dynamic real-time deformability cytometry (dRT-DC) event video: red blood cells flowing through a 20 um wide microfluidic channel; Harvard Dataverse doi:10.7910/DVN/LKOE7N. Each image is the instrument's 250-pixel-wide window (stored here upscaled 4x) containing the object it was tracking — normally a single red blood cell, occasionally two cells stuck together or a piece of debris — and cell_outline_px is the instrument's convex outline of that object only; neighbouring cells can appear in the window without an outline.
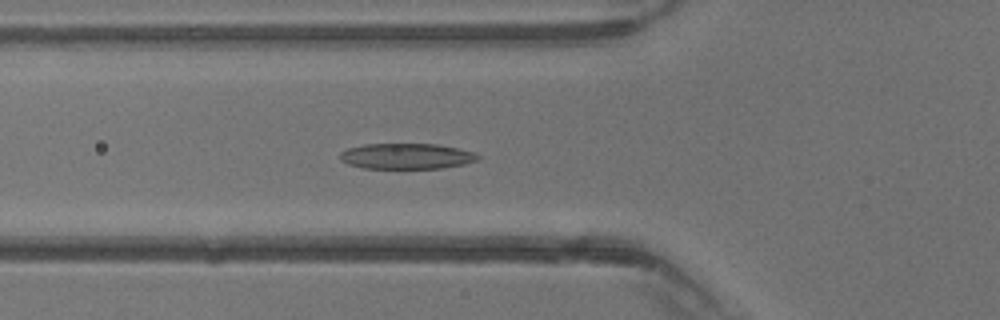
{"species": "common noctule bat (a hibernating species)", "species_latin": "Nyctalus noctula", "temperature_condition": "warm", "stored_images_in_passage": 32, "camera_frame_rate_fps": 3000, "um_per_image_px": 0.085, "animal": {"sex": "male", "body_mass_g": 13.3}, "frame": {"image": 1, "passage_image": 9, "time_ms": 2.667, "image_size_px": [1000, 320], "cell_outline_px": [[480, 156], [476, 160], [464, 164], [444, 168], [364, 168], [348, 164], [340, 160], [340, 152], [348, 148], [364, 144], [436, 144], [476, 152]], "centroid_in_image_um": [34.55, 13.27], "position_along_channel_um": 91.3, "area_um2": 20.58}}
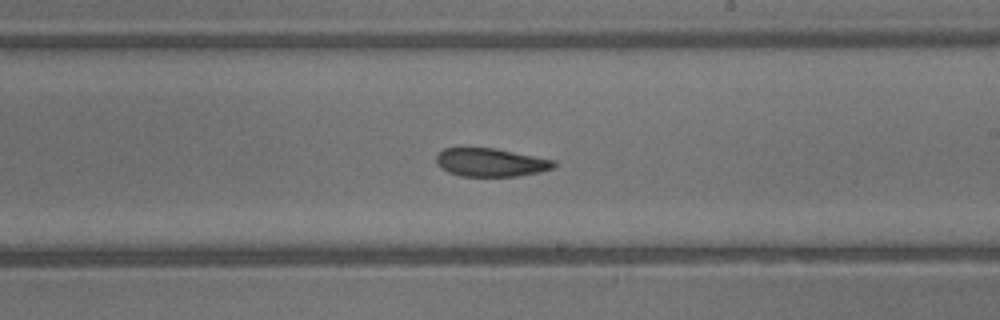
{"frame": {"image": 2, "passage_image": 18, "time_ms": 5.667, "image_size_px": [1000, 320], "cell_outline_px": [[556, 164], [552, 168], [540, 172], [516, 176], [460, 176], [448, 172], [440, 168], [436, 164], [436, 152], [444, 148], [496, 148], [556, 160]], "centroid_in_image_um": [41.68, 13.8], "position_along_channel_um": 247.3, "area_um2": 19.59}}
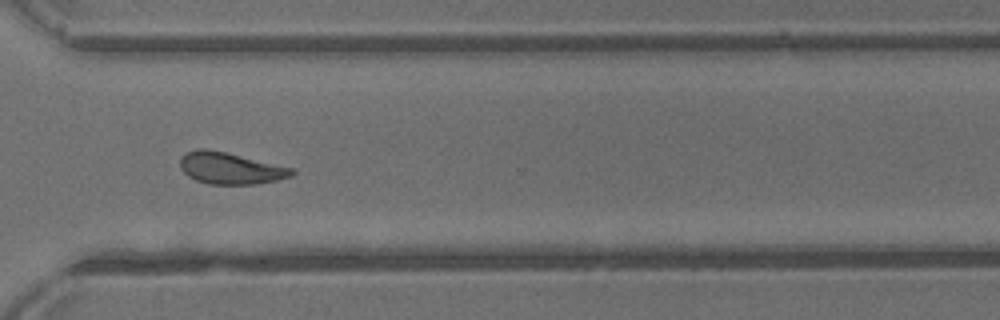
{"frame": {"image": 3, "passage_image": 24, "time_ms": 7.667, "image_size_px": [1000, 320], "cell_outline_px": [[296, 172], [292, 176], [276, 180], [256, 184], [208, 184], [196, 180], [188, 176], [180, 168], [180, 156], [196, 148], [204, 148], [224, 152], [292, 168]], "centroid_in_image_um": [19.54, 14.3], "position_along_channel_um": 351.1, "area_um2": 20.4}}